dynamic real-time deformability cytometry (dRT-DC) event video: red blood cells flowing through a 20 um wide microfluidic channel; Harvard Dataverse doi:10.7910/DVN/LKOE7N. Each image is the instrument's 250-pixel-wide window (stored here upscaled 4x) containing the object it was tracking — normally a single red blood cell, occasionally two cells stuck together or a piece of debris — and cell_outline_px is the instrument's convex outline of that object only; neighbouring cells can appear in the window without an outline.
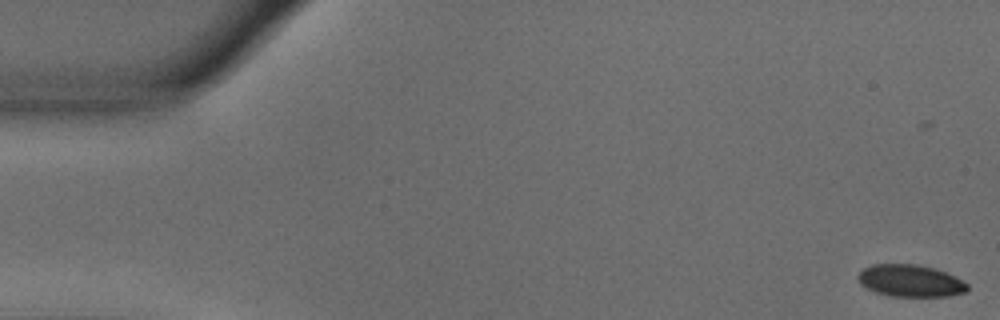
{"species": "common noctule bat (a hibernating species)", "species_latin": "Nyctalus noctula", "temperature_condition": "warm", "stored_images_in_passage": 14, "camera_frame_rate_fps": 3000, "um_per_image_px": 0.085, "animal": {"sex": "male", "body_mass_g": 18.8}, "frame": {"image": 1, "passage_image": 2, "time_ms": 0.333, "image_size_px": [1000, 320], "cell_outline_px": [[968, 288], [964, 292], [948, 296], [892, 296], [876, 292], [860, 284], [856, 276], [864, 268], [872, 264], [916, 264], [936, 268], [968, 284]], "centroid_in_image_um": [77.34, 23.86], "position_along_channel_um": 7.7, "area_um2": 20.23}}